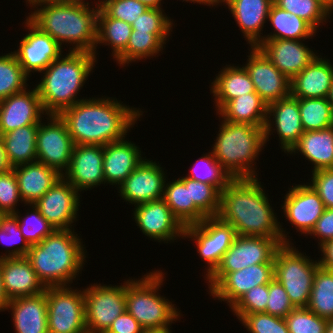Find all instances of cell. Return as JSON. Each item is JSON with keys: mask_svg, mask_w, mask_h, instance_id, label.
<instances>
[{"mask_svg": "<svg viewBox=\"0 0 333 333\" xmlns=\"http://www.w3.org/2000/svg\"><path fill=\"white\" fill-rule=\"evenodd\" d=\"M90 3L92 4L43 0L31 5L30 10L34 11L26 17L62 48L67 44V48L70 46L68 51L94 54L100 6L92 1Z\"/></svg>", "mask_w": 333, "mask_h": 333, "instance_id": "obj_3", "label": "cell"}, {"mask_svg": "<svg viewBox=\"0 0 333 333\" xmlns=\"http://www.w3.org/2000/svg\"><path fill=\"white\" fill-rule=\"evenodd\" d=\"M47 287L48 333H87L84 288Z\"/></svg>", "mask_w": 333, "mask_h": 333, "instance_id": "obj_10", "label": "cell"}, {"mask_svg": "<svg viewBox=\"0 0 333 333\" xmlns=\"http://www.w3.org/2000/svg\"><path fill=\"white\" fill-rule=\"evenodd\" d=\"M81 195L63 176L34 205L54 229H75Z\"/></svg>", "mask_w": 333, "mask_h": 333, "instance_id": "obj_14", "label": "cell"}, {"mask_svg": "<svg viewBox=\"0 0 333 333\" xmlns=\"http://www.w3.org/2000/svg\"><path fill=\"white\" fill-rule=\"evenodd\" d=\"M45 119L38 125L37 161L62 175L69 167L74 144L66 124L58 115H47Z\"/></svg>", "mask_w": 333, "mask_h": 333, "instance_id": "obj_13", "label": "cell"}, {"mask_svg": "<svg viewBox=\"0 0 333 333\" xmlns=\"http://www.w3.org/2000/svg\"><path fill=\"white\" fill-rule=\"evenodd\" d=\"M267 108L268 105L257 93H249L228 101L216 115L231 123L264 127Z\"/></svg>", "mask_w": 333, "mask_h": 333, "instance_id": "obj_34", "label": "cell"}, {"mask_svg": "<svg viewBox=\"0 0 333 333\" xmlns=\"http://www.w3.org/2000/svg\"><path fill=\"white\" fill-rule=\"evenodd\" d=\"M9 300L5 294L2 280L1 258H0V312L5 311Z\"/></svg>", "mask_w": 333, "mask_h": 333, "instance_id": "obj_59", "label": "cell"}, {"mask_svg": "<svg viewBox=\"0 0 333 333\" xmlns=\"http://www.w3.org/2000/svg\"><path fill=\"white\" fill-rule=\"evenodd\" d=\"M24 206L34 204L62 175L54 168L35 161L12 167Z\"/></svg>", "mask_w": 333, "mask_h": 333, "instance_id": "obj_30", "label": "cell"}, {"mask_svg": "<svg viewBox=\"0 0 333 333\" xmlns=\"http://www.w3.org/2000/svg\"><path fill=\"white\" fill-rule=\"evenodd\" d=\"M307 308L325 319H333V271L319 266Z\"/></svg>", "mask_w": 333, "mask_h": 333, "instance_id": "obj_40", "label": "cell"}, {"mask_svg": "<svg viewBox=\"0 0 333 333\" xmlns=\"http://www.w3.org/2000/svg\"><path fill=\"white\" fill-rule=\"evenodd\" d=\"M319 261L311 259L293 244H283L275 254L274 278L287 292L292 304L307 307Z\"/></svg>", "mask_w": 333, "mask_h": 333, "instance_id": "obj_8", "label": "cell"}, {"mask_svg": "<svg viewBox=\"0 0 333 333\" xmlns=\"http://www.w3.org/2000/svg\"><path fill=\"white\" fill-rule=\"evenodd\" d=\"M144 333H172V332H167V331H150V332H147V331H145Z\"/></svg>", "mask_w": 333, "mask_h": 333, "instance_id": "obj_68", "label": "cell"}, {"mask_svg": "<svg viewBox=\"0 0 333 333\" xmlns=\"http://www.w3.org/2000/svg\"><path fill=\"white\" fill-rule=\"evenodd\" d=\"M164 11L162 8H148L131 24L132 30L149 33L173 32L174 19L168 17Z\"/></svg>", "mask_w": 333, "mask_h": 333, "instance_id": "obj_50", "label": "cell"}, {"mask_svg": "<svg viewBox=\"0 0 333 333\" xmlns=\"http://www.w3.org/2000/svg\"><path fill=\"white\" fill-rule=\"evenodd\" d=\"M177 1H178V0H177ZM184 1L187 2V3H188V2H189V3L191 2V3H194V4L197 3V4H199V5H200V4H201V5H205V0H182V2H184Z\"/></svg>", "mask_w": 333, "mask_h": 333, "instance_id": "obj_66", "label": "cell"}, {"mask_svg": "<svg viewBox=\"0 0 333 333\" xmlns=\"http://www.w3.org/2000/svg\"><path fill=\"white\" fill-rule=\"evenodd\" d=\"M268 296L269 284L258 285L242 295L230 309L239 321L246 314L266 313Z\"/></svg>", "mask_w": 333, "mask_h": 333, "instance_id": "obj_48", "label": "cell"}, {"mask_svg": "<svg viewBox=\"0 0 333 333\" xmlns=\"http://www.w3.org/2000/svg\"><path fill=\"white\" fill-rule=\"evenodd\" d=\"M308 182L318 193L325 208L333 209V169H321L311 172Z\"/></svg>", "mask_w": 333, "mask_h": 333, "instance_id": "obj_54", "label": "cell"}, {"mask_svg": "<svg viewBox=\"0 0 333 333\" xmlns=\"http://www.w3.org/2000/svg\"><path fill=\"white\" fill-rule=\"evenodd\" d=\"M260 178L234 179L220 194L217 217L230 224L236 235L268 237L283 244H293L290 232L272 207ZM266 193V194H265ZM288 236V237H287ZM290 237V238H289Z\"/></svg>", "mask_w": 333, "mask_h": 333, "instance_id": "obj_1", "label": "cell"}, {"mask_svg": "<svg viewBox=\"0 0 333 333\" xmlns=\"http://www.w3.org/2000/svg\"><path fill=\"white\" fill-rule=\"evenodd\" d=\"M0 101V135L27 125H39L45 116L37 88L34 86Z\"/></svg>", "mask_w": 333, "mask_h": 333, "instance_id": "obj_22", "label": "cell"}, {"mask_svg": "<svg viewBox=\"0 0 333 333\" xmlns=\"http://www.w3.org/2000/svg\"><path fill=\"white\" fill-rule=\"evenodd\" d=\"M239 322L249 333H289L285 318L265 312L246 314Z\"/></svg>", "mask_w": 333, "mask_h": 333, "instance_id": "obj_51", "label": "cell"}, {"mask_svg": "<svg viewBox=\"0 0 333 333\" xmlns=\"http://www.w3.org/2000/svg\"><path fill=\"white\" fill-rule=\"evenodd\" d=\"M162 271L155 269L143 278L126 280V310L147 332H172L171 325L183 316L176 304L158 292L166 280Z\"/></svg>", "mask_w": 333, "mask_h": 333, "instance_id": "obj_7", "label": "cell"}, {"mask_svg": "<svg viewBox=\"0 0 333 333\" xmlns=\"http://www.w3.org/2000/svg\"><path fill=\"white\" fill-rule=\"evenodd\" d=\"M276 131V132H275ZM298 98L288 96L268 105L264 126L265 143L277 133L280 149L288 154L304 133Z\"/></svg>", "mask_w": 333, "mask_h": 333, "instance_id": "obj_19", "label": "cell"}, {"mask_svg": "<svg viewBox=\"0 0 333 333\" xmlns=\"http://www.w3.org/2000/svg\"><path fill=\"white\" fill-rule=\"evenodd\" d=\"M274 278V263H260L229 272L208 294L231 308L247 291L269 284Z\"/></svg>", "mask_w": 333, "mask_h": 333, "instance_id": "obj_23", "label": "cell"}, {"mask_svg": "<svg viewBox=\"0 0 333 333\" xmlns=\"http://www.w3.org/2000/svg\"><path fill=\"white\" fill-rule=\"evenodd\" d=\"M74 230L56 229L40 243L31 245L26 258L45 288L71 286L82 273L87 250Z\"/></svg>", "mask_w": 333, "mask_h": 333, "instance_id": "obj_4", "label": "cell"}, {"mask_svg": "<svg viewBox=\"0 0 333 333\" xmlns=\"http://www.w3.org/2000/svg\"><path fill=\"white\" fill-rule=\"evenodd\" d=\"M127 138L104 146L103 172L106 185L118 186L142 162L141 148Z\"/></svg>", "mask_w": 333, "mask_h": 333, "instance_id": "obj_25", "label": "cell"}, {"mask_svg": "<svg viewBox=\"0 0 333 333\" xmlns=\"http://www.w3.org/2000/svg\"><path fill=\"white\" fill-rule=\"evenodd\" d=\"M98 1V2H97ZM95 4L111 18L132 24L149 7L136 0H97Z\"/></svg>", "mask_w": 333, "mask_h": 333, "instance_id": "obj_49", "label": "cell"}, {"mask_svg": "<svg viewBox=\"0 0 333 333\" xmlns=\"http://www.w3.org/2000/svg\"><path fill=\"white\" fill-rule=\"evenodd\" d=\"M132 26L122 20L108 17L100 8L97 15V41L94 55L97 58V47H111L115 60L127 47Z\"/></svg>", "mask_w": 333, "mask_h": 333, "instance_id": "obj_38", "label": "cell"}, {"mask_svg": "<svg viewBox=\"0 0 333 333\" xmlns=\"http://www.w3.org/2000/svg\"><path fill=\"white\" fill-rule=\"evenodd\" d=\"M12 169V166L9 164L6 151L4 149L2 136L0 135V173H5L7 171H10Z\"/></svg>", "mask_w": 333, "mask_h": 333, "instance_id": "obj_58", "label": "cell"}, {"mask_svg": "<svg viewBox=\"0 0 333 333\" xmlns=\"http://www.w3.org/2000/svg\"><path fill=\"white\" fill-rule=\"evenodd\" d=\"M22 204L19 187L14 170L0 173V211L5 215L14 214L19 209L18 203Z\"/></svg>", "mask_w": 333, "mask_h": 333, "instance_id": "obj_52", "label": "cell"}, {"mask_svg": "<svg viewBox=\"0 0 333 333\" xmlns=\"http://www.w3.org/2000/svg\"><path fill=\"white\" fill-rule=\"evenodd\" d=\"M5 311L12 312L16 333H48L46 289L36 296L10 300Z\"/></svg>", "mask_w": 333, "mask_h": 333, "instance_id": "obj_29", "label": "cell"}, {"mask_svg": "<svg viewBox=\"0 0 333 333\" xmlns=\"http://www.w3.org/2000/svg\"><path fill=\"white\" fill-rule=\"evenodd\" d=\"M283 199L284 220L294 226L296 233L308 236L325 210L318 193L308 182L293 184Z\"/></svg>", "mask_w": 333, "mask_h": 333, "instance_id": "obj_17", "label": "cell"}, {"mask_svg": "<svg viewBox=\"0 0 333 333\" xmlns=\"http://www.w3.org/2000/svg\"><path fill=\"white\" fill-rule=\"evenodd\" d=\"M309 236L318 239V246L333 239V209L325 208Z\"/></svg>", "mask_w": 333, "mask_h": 333, "instance_id": "obj_55", "label": "cell"}, {"mask_svg": "<svg viewBox=\"0 0 333 333\" xmlns=\"http://www.w3.org/2000/svg\"><path fill=\"white\" fill-rule=\"evenodd\" d=\"M26 210V214L22 216L19 210L13 215L18 220V227L30 245L40 243L43 239L49 236L55 229L54 227L40 214L34 204Z\"/></svg>", "mask_w": 333, "mask_h": 333, "instance_id": "obj_44", "label": "cell"}, {"mask_svg": "<svg viewBox=\"0 0 333 333\" xmlns=\"http://www.w3.org/2000/svg\"><path fill=\"white\" fill-rule=\"evenodd\" d=\"M37 131L38 125H27L1 135L8 162L12 167L37 161Z\"/></svg>", "mask_w": 333, "mask_h": 333, "instance_id": "obj_37", "label": "cell"}, {"mask_svg": "<svg viewBox=\"0 0 333 333\" xmlns=\"http://www.w3.org/2000/svg\"><path fill=\"white\" fill-rule=\"evenodd\" d=\"M62 2H73V3H84V4H90L89 1L87 0H59Z\"/></svg>", "mask_w": 333, "mask_h": 333, "instance_id": "obj_65", "label": "cell"}, {"mask_svg": "<svg viewBox=\"0 0 333 333\" xmlns=\"http://www.w3.org/2000/svg\"><path fill=\"white\" fill-rule=\"evenodd\" d=\"M333 14V0H318Z\"/></svg>", "mask_w": 333, "mask_h": 333, "instance_id": "obj_62", "label": "cell"}, {"mask_svg": "<svg viewBox=\"0 0 333 333\" xmlns=\"http://www.w3.org/2000/svg\"><path fill=\"white\" fill-rule=\"evenodd\" d=\"M103 159L104 146L74 145L69 167L62 176L79 193L105 185Z\"/></svg>", "mask_w": 333, "mask_h": 333, "instance_id": "obj_21", "label": "cell"}, {"mask_svg": "<svg viewBox=\"0 0 333 333\" xmlns=\"http://www.w3.org/2000/svg\"><path fill=\"white\" fill-rule=\"evenodd\" d=\"M189 194L190 202H194L207 217H217L221 193L213 185L189 178Z\"/></svg>", "mask_w": 333, "mask_h": 333, "instance_id": "obj_46", "label": "cell"}, {"mask_svg": "<svg viewBox=\"0 0 333 333\" xmlns=\"http://www.w3.org/2000/svg\"><path fill=\"white\" fill-rule=\"evenodd\" d=\"M0 242L9 248L4 254L1 252L0 258L26 257L31 248L22 235L18 220L13 214L5 215L0 221Z\"/></svg>", "mask_w": 333, "mask_h": 333, "instance_id": "obj_45", "label": "cell"}, {"mask_svg": "<svg viewBox=\"0 0 333 333\" xmlns=\"http://www.w3.org/2000/svg\"><path fill=\"white\" fill-rule=\"evenodd\" d=\"M202 155L192 164L185 177L213 185L221 193L234 178L217 161L211 150Z\"/></svg>", "mask_w": 333, "mask_h": 333, "instance_id": "obj_39", "label": "cell"}, {"mask_svg": "<svg viewBox=\"0 0 333 333\" xmlns=\"http://www.w3.org/2000/svg\"><path fill=\"white\" fill-rule=\"evenodd\" d=\"M321 257L318 258L319 265L327 270L333 271V239L326 241L318 247Z\"/></svg>", "mask_w": 333, "mask_h": 333, "instance_id": "obj_57", "label": "cell"}, {"mask_svg": "<svg viewBox=\"0 0 333 333\" xmlns=\"http://www.w3.org/2000/svg\"><path fill=\"white\" fill-rule=\"evenodd\" d=\"M226 64L209 86L216 113L230 100L244 94L256 93L254 84L243 65Z\"/></svg>", "mask_w": 333, "mask_h": 333, "instance_id": "obj_31", "label": "cell"}, {"mask_svg": "<svg viewBox=\"0 0 333 333\" xmlns=\"http://www.w3.org/2000/svg\"><path fill=\"white\" fill-rule=\"evenodd\" d=\"M171 34L132 30L126 49L114 61L124 68L140 60L156 58L163 52Z\"/></svg>", "mask_w": 333, "mask_h": 333, "instance_id": "obj_35", "label": "cell"}, {"mask_svg": "<svg viewBox=\"0 0 333 333\" xmlns=\"http://www.w3.org/2000/svg\"><path fill=\"white\" fill-rule=\"evenodd\" d=\"M289 333H325L328 319L307 307H297L285 317Z\"/></svg>", "mask_w": 333, "mask_h": 333, "instance_id": "obj_47", "label": "cell"}, {"mask_svg": "<svg viewBox=\"0 0 333 333\" xmlns=\"http://www.w3.org/2000/svg\"><path fill=\"white\" fill-rule=\"evenodd\" d=\"M23 22L28 32L23 34L17 50L13 51L23 71L31 77L32 73L41 74L54 60L58 59L64 48L49 34L42 32L27 17Z\"/></svg>", "mask_w": 333, "mask_h": 333, "instance_id": "obj_16", "label": "cell"}, {"mask_svg": "<svg viewBox=\"0 0 333 333\" xmlns=\"http://www.w3.org/2000/svg\"><path fill=\"white\" fill-rule=\"evenodd\" d=\"M212 153L234 179L258 178L256 162L265 143L264 127L231 123L220 116ZM259 155V156H258ZM256 167V168H255Z\"/></svg>", "mask_w": 333, "mask_h": 333, "instance_id": "obj_6", "label": "cell"}, {"mask_svg": "<svg viewBox=\"0 0 333 333\" xmlns=\"http://www.w3.org/2000/svg\"><path fill=\"white\" fill-rule=\"evenodd\" d=\"M305 40L264 39L257 47L290 80L309 65L319 53Z\"/></svg>", "mask_w": 333, "mask_h": 333, "instance_id": "obj_24", "label": "cell"}, {"mask_svg": "<svg viewBox=\"0 0 333 333\" xmlns=\"http://www.w3.org/2000/svg\"><path fill=\"white\" fill-rule=\"evenodd\" d=\"M246 63L256 93L267 104L290 96V79L280 72L258 47H250Z\"/></svg>", "mask_w": 333, "mask_h": 333, "instance_id": "obj_20", "label": "cell"}, {"mask_svg": "<svg viewBox=\"0 0 333 333\" xmlns=\"http://www.w3.org/2000/svg\"><path fill=\"white\" fill-rule=\"evenodd\" d=\"M303 156L312 163V171L333 169V126L318 131H305L288 155Z\"/></svg>", "mask_w": 333, "mask_h": 333, "instance_id": "obj_32", "label": "cell"}, {"mask_svg": "<svg viewBox=\"0 0 333 333\" xmlns=\"http://www.w3.org/2000/svg\"><path fill=\"white\" fill-rule=\"evenodd\" d=\"M4 216H5V214L2 211H0V221Z\"/></svg>", "mask_w": 333, "mask_h": 333, "instance_id": "obj_69", "label": "cell"}, {"mask_svg": "<svg viewBox=\"0 0 333 333\" xmlns=\"http://www.w3.org/2000/svg\"><path fill=\"white\" fill-rule=\"evenodd\" d=\"M121 285L94 283L84 288L87 333H105L126 310V280Z\"/></svg>", "mask_w": 333, "mask_h": 333, "instance_id": "obj_11", "label": "cell"}, {"mask_svg": "<svg viewBox=\"0 0 333 333\" xmlns=\"http://www.w3.org/2000/svg\"><path fill=\"white\" fill-rule=\"evenodd\" d=\"M166 181L162 199L179 222L184 227L202 222L207 216L190 202L189 178L183 176L172 182Z\"/></svg>", "mask_w": 333, "mask_h": 333, "instance_id": "obj_33", "label": "cell"}, {"mask_svg": "<svg viewBox=\"0 0 333 333\" xmlns=\"http://www.w3.org/2000/svg\"><path fill=\"white\" fill-rule=\"evenodd\" d=\"M328 102L330 103V106L333 110V79H332V83L330 86V90H329V94L327 96Z\"/></svg>", "mask_w": 333, "mask_h": 333, "instance_id": "obj_63", "label": "cell"}, {"mask_svg": "<svg viewBox=\"0 0 333 333\" xmlns=\"http://www.w3.org/2000/svg\"><path fill=\"white\" fill-rule=\"evenodd\" d=\"M236 236L235 229L218 217H206L202 222L188 225L183 239L194 241L197 254L207 266L204 279H207L219 266L223 255L230 248Z\"/></svg>", "mask_w": 333, "mask_h": 333, "instance_id": "obj_12", "label": "cell"}, {"mask_svg": "<svg viewBox=\"0 0 333 333\" xmlns=\"http://www.w3.org/2000/svg\"><path fill=\"white\" fill-rule=\"evenodd\" d=\"M145 330L139 322L125 310L110 325L105 333H144Z\"/></svg>", "mask_w": 333, "mask_h": 333, "instance_id": "obj_56", "label": "cell"}, {"mask_svg": "<svg viewBox=\"0 0 333 333\" xmlns=\"http://www.w3.org/2000/svg\"><path fill=\"white\" fill-rule=\"evenodd\" d=\"M273 3L280 9L304 19L316 31L333 15L318 0H273Z\"/></svg>", "mask_w": 333, "mask_h": 333, "instance_id": "obj_43", "label": "cell"}, {"mask_svg": "<svg viewBox=\"0 0 333 333\" xmlns=\"http://www.w3.org/2000/svg\"><path fill=\"white\" fill-rule=\"evenodd\" d=\"M325 333H333V319H328Z\"/></svg>", "mask_w": 333, "mask_h": 333, "instance_id": "obj_64", "label": "cell"}, {"mask_svg": "<svg viewBox=\"0 0 333 333\" xmlns=\"http://www.w3.org/2000/svg\"><path fill=\"white\" fill-rule=\"evenodd\" d=\"M333 79V63L318 55L290 80V95L295 98H327Z\"/></svg>", "mask_w": 333, "mask_h": 333, "instance_id": "obj_28", "label": "cell"}, {"mask_svg": "<svg viewBox=\"0 0 333 333\" xmlns=\"http://www.w3.org/2000/svg\"><path fill=\"white\" fill-rule=\"evenodd\" d=\"M295 308L282 284L276 278H273L269 282L266 313L285 318Z\"/></svg>", "mask_w": 333, "mask_h": 333, "instance_id": "obj_53", "label": "cell"}, {"mask_svg": "<svg viewBox=\"0 0 333 333\" xmlns=\"http://www.w3.org/2000/svg\"><path fill=\"white\" fill-rule=\"evenodd\" d=\"M29 78L14 52L0 55V101L25 90Z\"/></svg>", "mask_w": 333, "mask_h": 333, "instance_id": "obj_42", "label": "cell"}, {"mask_svg": "<svg viewBox=\"0 0 333 333\" xmlns=\"http://www.w3.org/2000/svg\"><path fill=\"white\" fill-rule=\"evenodd\" d=\"M132 214L137 228L150 238L149 240L168 244L183 239L185 227L172 214L163 199L136 205Z\"/></svg>", "mask_w": 333, "mask_h": 333, "instance_id": "obj_15", "label": "cell"}, {"mask_svg": "<svg viewBox=\"0 0 333 333\" xmlns=\"http://www.w3.org/2000/svg\"><path fill=\"white\" fill-rule=\"evenodd\" d=\"M3 288L8 300L36 296L45 291L26 257L1 258Z\"/></svg>", "mask_w": 333, "mask_h": 333, "instance_id": "obj_27", "label": "cell"}, {"mask_svg": "<svg viewBox=\"0 0 333 333\" xmlns=\"http://www.w3.org/2000/svg\"><path fill=\"white\" fill-rule=\"evenodd\" d=\"M140 3L145 4L149 8H162L164 1L162 0H136ZM163 2V3H162Z\"/></svg>", "mask_w": 333, "mask_h": 333, "instance_id": "obj_60", "label": "cell"}, {"mask_svg": "<svg viewBox=\"0 0 333 333\" xmlns=\"http://www.w3.org/2000/svg\"><path fill=\"white\" fill-rule=\"evenodd\" d=\"M282 244L268 237L236 235L232 245L225 252L221 263L207 278V292H210L229 272H235L260 263H274L276 251Z\"/></svg>", "mask_w": 333, "mask_h": 333, "instance_id": "obj_9", "label": "cell"}, {"mask_svg": "<svg viewBox=\"0 0 333 333\" xmlns=\"http://www.w3.org/2000/svg\"><path fill=\"white\" fill-rule=\"evenodd\" d=\"M304 131H318L333 126V110L327 98H298Z\"/></svg>", "mask_w": 333, "mask_h": 333, "instance_id": "obj_41", "label": "cell"}, {"mask_svg": "<svg viewBox=\"0 0 333 333\" xmlns=\"http://www.w3.org/2000/svg\"><path fill=\"white\" fill-rule=\"evenodd\" d=\"M272 26V32L263 35L264 39H289L307 40L313 39L317 32L304 19L280 9L274 3L271 5L268 20Z\"/></svg>", "mask_w": 333, "mask_h": 333, "instance_id": "obj_36", "label": "cell"}, {"mask_svg": "<svg viewBox=\"0 0 333 333\" xmlns=\"http://www.w3.org/2000/svg\"><path fill=\"white\" fill-rule=\"evenodd\" d=\"M40 1H43V0H25V3H26V5L28 4L27 6H31L34 3L40 2Z\"/></svg>", "mask_w": 333, "mask_h": 333, "instance_id": "obj_67", "label": "cell"}, {"mask_svg": "<svg viewBox=\"0 0 333 333\" xmlns=\"http://www.w3.org/2000/svg\"><path fill=\"white\" fill-rule=\"evenodd\" d=\"M97 61L92 53L68 51L41 72V80L35 87L48 115H58L64 109L86 99H79L77 96L94 72Z\"/></svg>", "mask_w": 333, "mask_h": 333, "instance_id": "obj_5", "label": "cell"}, {"mask_svg": "<svg viewBox=\"0 0 333 333\" xmlns=\"http://www.w3.org/2000/svg\"><path fill=\"white\" fill-rule=\"evenodd\" d=\"M167 173L159 161L143 159L136 169L118 186V195L129 205L162 199Z\"/></svg>", "mask_w": 333, "mask_h": 333, "instance_id": "obj_18", "label": "cell"}, {"mask_svg": "<svg viewBox=\"0 0 333 333\" xmlns=\"http://www.w3.org/2000/svg\"><path fill=\"white\" fill-rule=\"evenodd\" d=\"M272 4L273 0H230L226 4L250 47H257L263 41V28L268 24Z\"/></svg>", "mask_w": 333, "mask_h": 333, "instance_id": "obj_26", "label": "cell"}, {"mask_svg": "<svg viewBox=\"0 0 333 333\" xmlns=\"http://www.w3.org/2000/svg\"><path fill=\"white\" fill-rule=\"evenodd\" d=\"M229 1L230 0H205V5L210 6V8L222 6V4L226 6Z\"/></svg>", "mask_w": 333, "mask_h": 333, "instance_id": "obj_61", "label": "cell"}, {"mask_svg": "<svg viewBox=\"0 0 333 333\" xmlns=\"http://www.w3.org/2000/svg\"><path fill=\"white\" fill-rule=\"evenodd\" d=\"M86 97L61 111L74 145L105 146L127 137L143 113L115 97Z\"/></svg>", "mask_w": 333, "mask_h": 333, "instance_id": "obj_2", "label": "cell"}]
</instances>
